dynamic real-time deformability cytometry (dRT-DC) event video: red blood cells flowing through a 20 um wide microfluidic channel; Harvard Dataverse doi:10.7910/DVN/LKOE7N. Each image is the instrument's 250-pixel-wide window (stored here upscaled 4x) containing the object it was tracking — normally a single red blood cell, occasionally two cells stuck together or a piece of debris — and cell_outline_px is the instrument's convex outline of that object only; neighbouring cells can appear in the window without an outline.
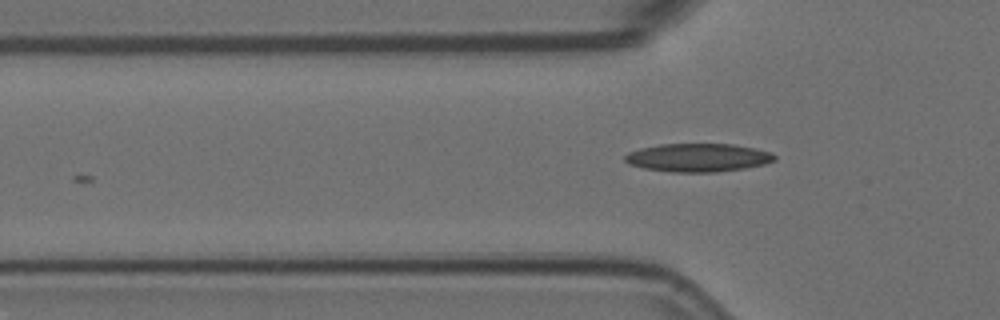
{"species": "Egyptian fruit bat (a non-hibernating species)", "species_latin": "Rousettus aegyptiacus", "temperature_condition": "room temperature", "stored_images_in_passage": 3, "camera_frame_rate_fps": 3000, "um_per_image_px": 0.085, "animal": {"sex": "female"}, "frame": {"image": 1, "passage_image": 3, "time_ms": 0.667, "image_size_px": [1000, 320], "cell_outline_px": [[776, 160], [764, 164], [744, 168], [716, 172], [672, 172], [644, 168], [628, 164], [624, 160], [624, 156], [628, 152], [640, 148], [660, 144], [732, 144], [756, 148], [772, 152], [776, 156]], "centroid_in_image_um": [59.33, 13.39], "position_along_channel_um": 66.5, "area_um2": 24.8}}